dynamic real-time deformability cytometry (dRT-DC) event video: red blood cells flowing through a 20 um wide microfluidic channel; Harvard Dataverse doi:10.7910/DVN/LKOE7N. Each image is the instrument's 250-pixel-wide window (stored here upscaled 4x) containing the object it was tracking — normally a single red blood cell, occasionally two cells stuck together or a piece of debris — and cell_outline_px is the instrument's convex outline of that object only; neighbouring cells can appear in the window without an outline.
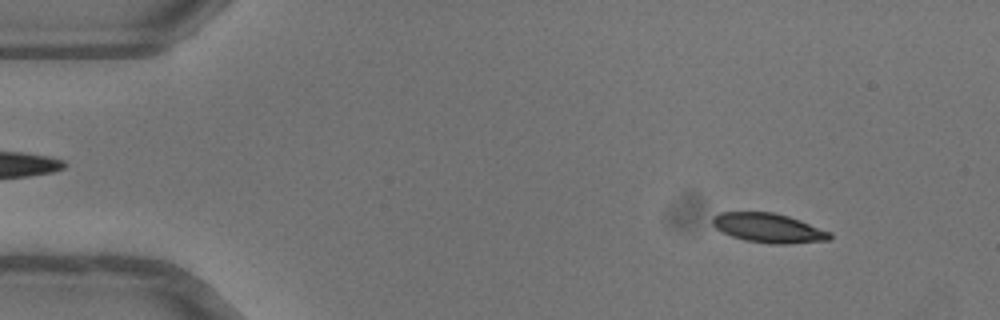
{"species": "common noctule bat (a hibernating species)", "species_latin": "Nyctalus noctula", "temperature_condition": "warm", "stored_images_in_passage": 51, "camera_frame_rate_fps": 3000, "um_per_image_px": 0.085, "animal": {"sex": "female"}, "frame": {"image": 1, "passage_image": 6, "time_ms": 1.667, "image_size_px": [1000, 320], "cell_outline_px": [[828, 236], [808, 240], [756, 240], [740, 236], [728, 232], [716, 220], [720, 216], [740, 212], [760, 212], [780, 216], [804, 224]], "centroid_in_image_um": [65.19, 19.31], "position_along_channel_um": 19.8, "area_um2": 15.14}}
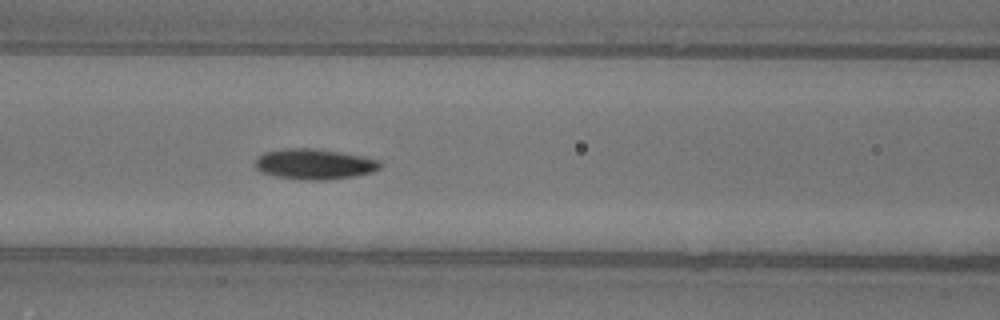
{"frame": {"image": 2, "passage_image": 22, "time_ms": 7.0, "image_size_px": [1000, 320], "cell_outline_px": [[372, 164], [368, 168], [352, 172], [288, 172], [264, 164], [264, 160], [268, 156], [336, 156], [356, 160]], "centroid_in_image_um": [26.82, 13.94], "position_along_channel_um": 139.8, "area_um2": 10.35}}
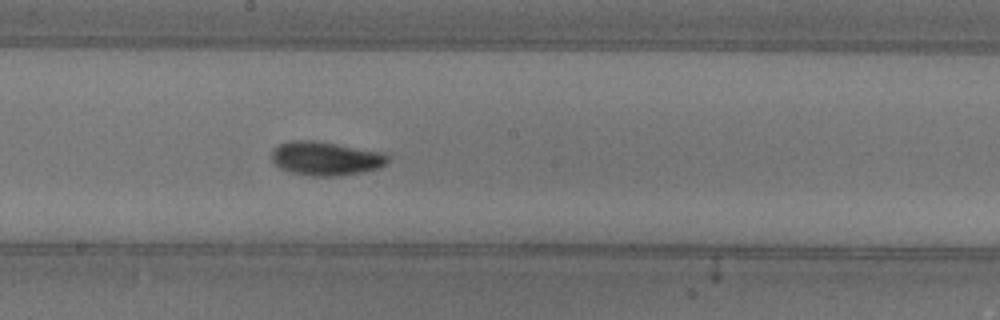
{"frame": {"image": 3, "passage_image": 28, "time_ms": 9.0, "image_size_px": [1000, 320], "cell_outline_px": [[380, 160], [376, 164], [352, 168], [312, 168], [296, 164], [280, 156], [280, 152], [284, 148], [324, 148], [372, 156]], "centroid_in_image_um": [27.77, 13.45], "position_along_channel_um": 220.4, "area_um2": 10.75}, "authors_computed_cell_mechanics": {"area_um2": 13.6986, "velocity_mm_per_s": 4.0472, "shape_relaxation_time_tau1_ms": null, "shape_relaxation_time_tau2_ms": 3.1109, "deformation_change_tau1": null, "deformation_change_tau2": 0.0965}}